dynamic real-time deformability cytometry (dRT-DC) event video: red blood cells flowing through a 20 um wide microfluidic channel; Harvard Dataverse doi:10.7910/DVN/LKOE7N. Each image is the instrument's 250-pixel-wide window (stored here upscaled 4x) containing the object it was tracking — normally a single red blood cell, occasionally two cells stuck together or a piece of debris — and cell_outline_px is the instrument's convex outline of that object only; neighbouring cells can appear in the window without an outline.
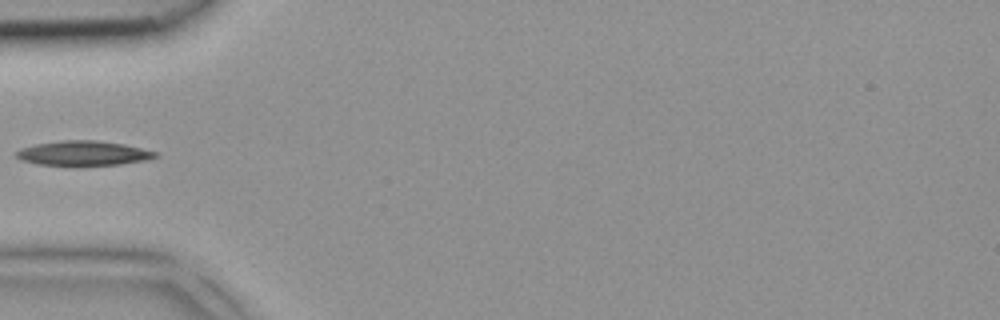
{"species": "common noctule bat (a hibernating species)", "species_latin": "Nyctalus noctula", "temperature_condition": "room temperature", "stored_images_in_passage": 5, "camera_frame_rate_fps": 3000, "um_per_image_px": 0.085, "animal": {"sex": "female", "body_mass_g": 18.4}, "frame": {"image": 1, "passage_image": 5, "time_ms": 1.333, "image_size_px": [1000, 320], "cell_outline_px": [[160, 156], [148, 160], [120, 164], [36, 164], [20, 160], [16, 156], [16, 152], [20, 148], [36, 144], [60, 140], [96, 140], [124, 144], [160, 152]], "centroid_in_image_um": [7.14, 13.0], "position_along_channel_um": 77.9, "area_um2": 19.83}}